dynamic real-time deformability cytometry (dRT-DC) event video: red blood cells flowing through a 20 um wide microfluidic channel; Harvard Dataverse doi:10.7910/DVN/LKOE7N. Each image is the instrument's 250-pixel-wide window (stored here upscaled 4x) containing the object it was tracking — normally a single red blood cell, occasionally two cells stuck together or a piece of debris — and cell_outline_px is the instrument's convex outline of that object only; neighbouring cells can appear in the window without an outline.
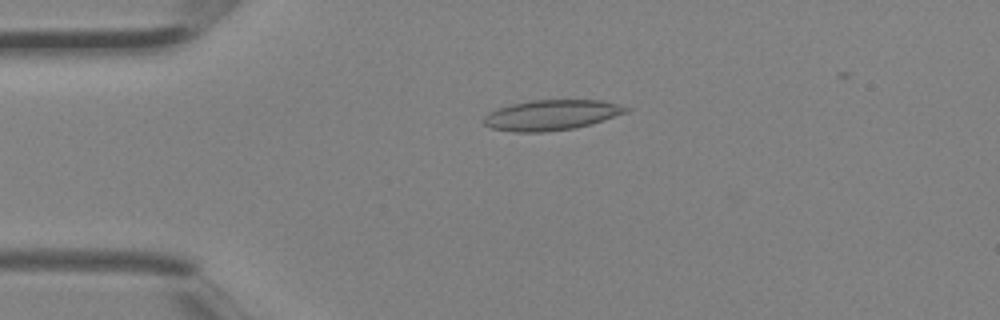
{"species": "Egyptian fruit bat (a non-hibernating species)", "species_latin": "Rousettus aegyptiacus", "temperature_condition": "room temperature", "stored_images_in_passage": 5, "camera_frame_rate_fps": 3000, "um_per_image_px": 0.085, "animal": {"sex": "female"}, "frame": {"image": 1, "passage_image": 3, "time_ms": 0.667, "image_size_px": [1000, 320], "cell_outline_px": [[632, 108], [628, 112], [592, 124], [572, 128], [544, 132], [516, 132], [492, 128], [484, 124], [484, 116], [488, 112], [496, 108], [512, 104], [532, 100], [600, 100]], "centroid_in_image_um": [46.87, 9.77], "position_along_channel_um": 38.1, "area_um2": 25.09}}
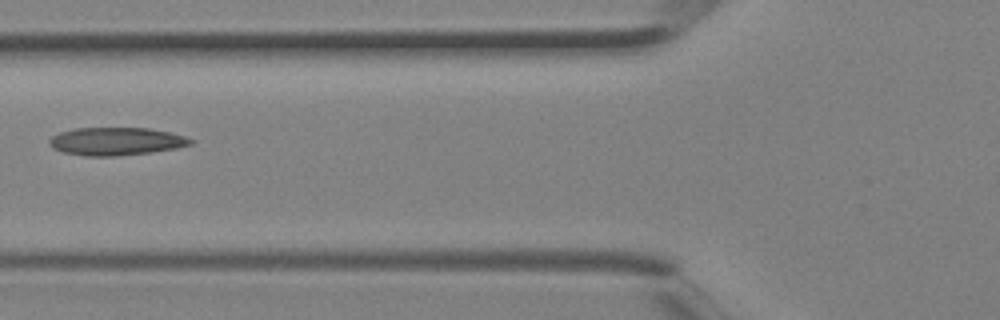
{"frame": {"image": 2, "passage_image": 5, "time_ms": 1.333, "image_size_px": [1000, 320], "cell_outline_px": [[196, 140], [192, 144], [176, 148], [152, 152], [116, 156], [84, 156], [64, 152], [52, 148], [48, 144], [48, 140], [52, 136], [60, 132], [72, 128], [148, 128], [168, 132], [184, 136]], "centroid_in_image_um": [9.85, 12.01], "position_along_channel_um": 116.0, "area_um2": 23.06}}